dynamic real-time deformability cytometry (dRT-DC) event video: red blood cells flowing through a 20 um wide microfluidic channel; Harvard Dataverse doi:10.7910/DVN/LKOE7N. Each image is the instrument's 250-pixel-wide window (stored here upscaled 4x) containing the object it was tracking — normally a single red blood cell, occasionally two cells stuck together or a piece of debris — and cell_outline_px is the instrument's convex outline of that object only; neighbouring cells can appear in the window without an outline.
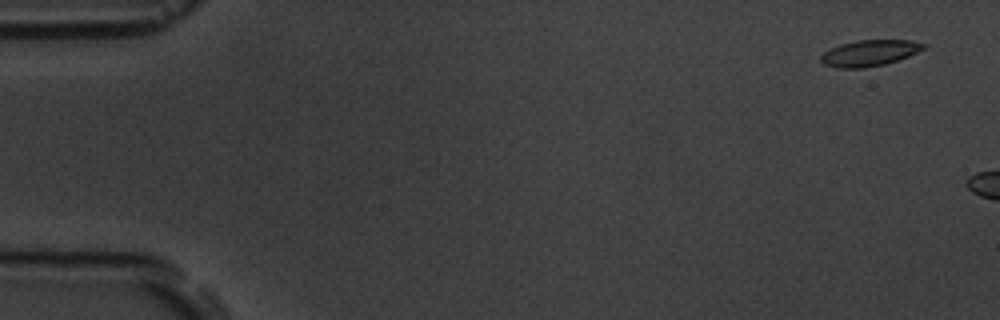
{"species": "common noctule bat (a hibernating species)", "species_latin": "Nyctalus noctula", "temperature_condition": "room temperature", "stored_images_in_passage": 2, "camera_frame_rate_fps": 3000, "um_per_image_px": 0.085, "animal": {"sex": "male", "body_mass_g": 19.5, "forearm_length_mm": 54.6}, "frame": {"image": 1, "passage_image": 1, "time_ms": 0.0, "image_size_px": [1000, 320], "cell_outline_px": [[928, 44], [924, 48], [908, 56], [884, 64], [864, 68], [836, 68], [824, 64], [820, 60], [820, 56], [824, 52], [840, 44], [856, 40], [908, 40]], "centroid_in_image_um": [73.88, 4.51], "position_along_channel_um": 11.1, "area_um2": 15.49}}